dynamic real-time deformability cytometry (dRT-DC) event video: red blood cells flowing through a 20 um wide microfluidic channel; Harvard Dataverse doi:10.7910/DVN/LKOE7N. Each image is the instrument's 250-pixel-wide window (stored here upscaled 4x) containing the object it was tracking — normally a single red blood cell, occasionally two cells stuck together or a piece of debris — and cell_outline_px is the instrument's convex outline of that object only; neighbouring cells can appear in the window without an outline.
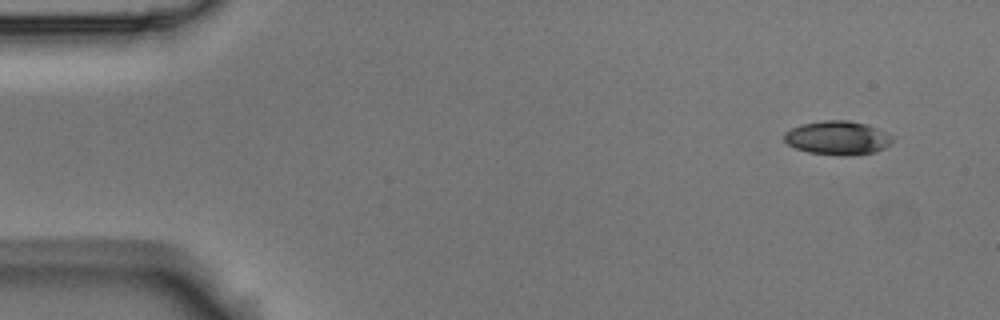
{"species": "Egyptian fruit bat (a non-hibernating species)", "species_latin": "Rousettus aegyptiacus", "temperature_condition": "room temperature", "stored_images_in_passage": 4, "camera_frame_rate_fps": 3000, "um_per_image_px": 0.085, "animal": {"sex": "male"}, "frame": {"image": 1, "passage_image": 1, "time_ms": 0.0, "image_size_px": [1000, 320], "cell_outline_px": [[892, 140], [884, 148], [876, 152], [852, 156], [808, 152], [796, 148], [788, 144], [784, 140], [784, 132], [800, 124], [824, 120], [848, 120], [868, 124], [880, 128], [888, 132], [892, 136]], "centroid_in_image_um": [71.22, 11.7], "position_along_channel_um": 13.8, "area_um2": 21.5}}